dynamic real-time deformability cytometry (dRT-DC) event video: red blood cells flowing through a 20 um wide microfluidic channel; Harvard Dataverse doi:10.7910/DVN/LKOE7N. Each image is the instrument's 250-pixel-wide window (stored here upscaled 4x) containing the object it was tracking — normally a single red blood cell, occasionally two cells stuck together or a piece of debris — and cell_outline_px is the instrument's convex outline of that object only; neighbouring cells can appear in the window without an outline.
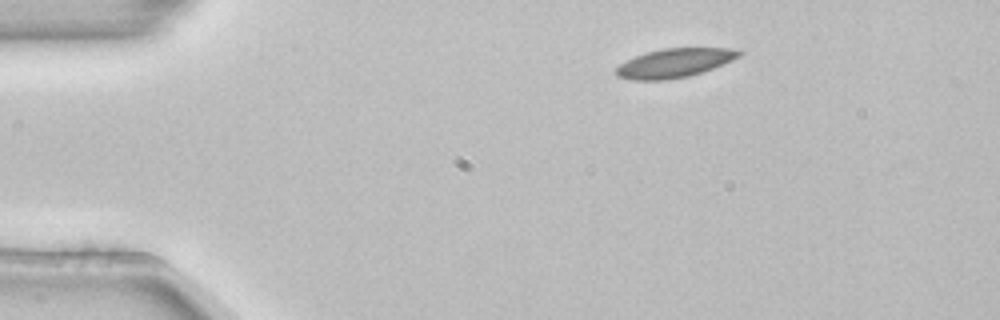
{"species": "common noctule bat (a hibernating species)", "species_latin": "Nyctalus noctula", "temperature_condition": "room temperature", "stored_images_in_passage": 3, "camera_frame_rate_fps": 3000, "um_per_image_px": 0.085, "animal": {"sex": "female", "body_mass_g": 22.7, "forearm_length_mm": 54.2}, "frame": {"image": 1, "passage_image": 1, "time_ms": 0.0, "image_size_px": [1000, 320], "cell_outline_px": [[744, 52], [740, 56], [732, 60], [712, 68], [688, 76], [664, 80], [632, 80], [616, 76], [616, 68], [620, 64], [644, 52], [664, 48], [728, 48]], "centroid_in_image_um": [57.31, 5.35], "position_along_channel_um": 27.7, "area_um2": 20.52}}
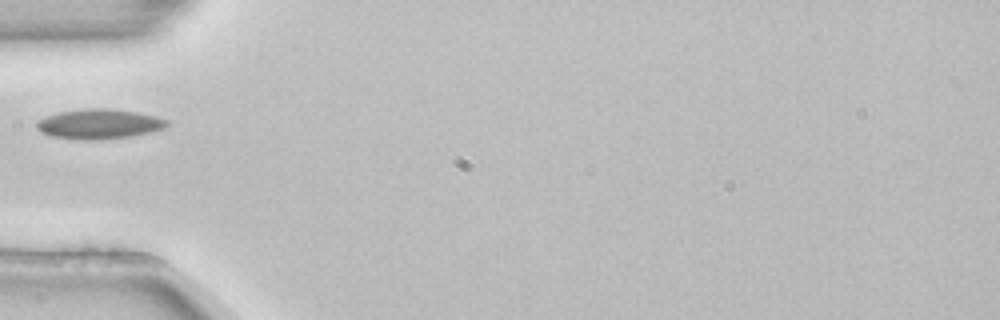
{"frame": {"image": 2, "passage_image": 3, "time_ms": 0.667, "image_size_px": [1000, 320], "cell_outline_px": [[168, 124], [164, 128], [152, 132], [132, 136], [100, 140], [84, 140], [48, 136], [40, 132], [36, 128], [36, 120], [44, 116], [60, 112], [88, 108], [108, 108], [136, 112], [156, 116], [168, 120]], "centroid_in_image_um": [8.39, 10.55], "position_along_channel_um": 76.6, "area_um2": 22.95}}